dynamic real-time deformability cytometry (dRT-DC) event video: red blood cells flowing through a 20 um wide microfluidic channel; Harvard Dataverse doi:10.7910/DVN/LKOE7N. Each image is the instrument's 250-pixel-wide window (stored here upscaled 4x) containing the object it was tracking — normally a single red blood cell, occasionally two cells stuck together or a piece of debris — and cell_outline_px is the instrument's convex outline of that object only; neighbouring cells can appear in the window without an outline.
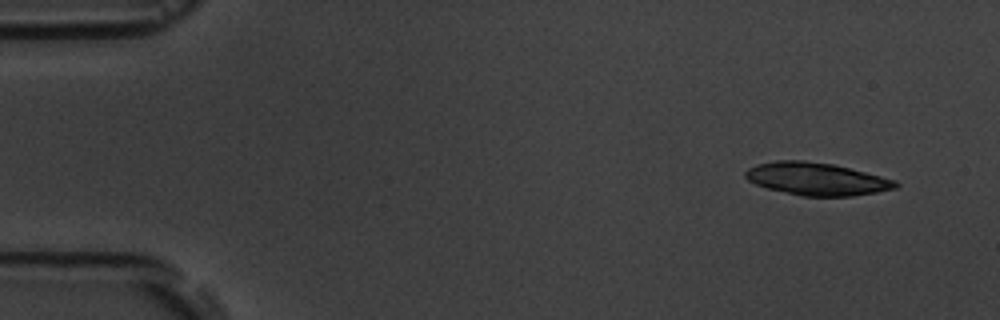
{"species": "common noctule bat (a hibernating species)", "species_latin": "Nyctalus noctula", "temperature_condition": "room temperature", "stored_images_in_passage": 9, "camera_frame_rate_fps": 3000, "um_per_image_px": 0.085, "animal": {"sex": "male", "body_mass_g": 19.5, "forearm_length_mm": 54.6}, "frame": {"image": 1, "passage_image": 1, "time_ms": 0.0, "image_size_px": [1000, 320], "cell_outline_px": [[900, 184], [896, 188], [876, 192], [852, 196], [800, 196], [768, 188], [756, 184], [748, 180], [744, 176], [744, 172], [748, 168], [756, 164], [776, 160], [804, 160], [832, 164], [896, 180]], "centroid_in_image_um": [69.38, 15.21], "position_along_channel_um": 15.6, "area_um2": 28.44}}
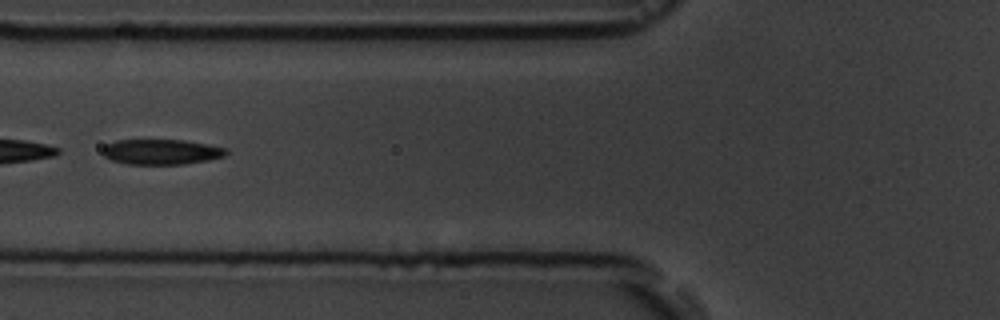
{"frame": {"image": 2, "passage_image": 6, "time_ms": 5.667, "image_size_px": [1000, 320], "cell_outline_px": [[228, 152], [224, 156], [208, 160], [184, 164], [128, 164], [112, 160], [104, 156], [104, 148], [108, 144], [116, 140], [184, 140], [208, 144], [224, 148]], "centroid_in_image_um": [13.73, 12.91], "position_along_channel_um": 112.1, "area_um2": 17.98}}
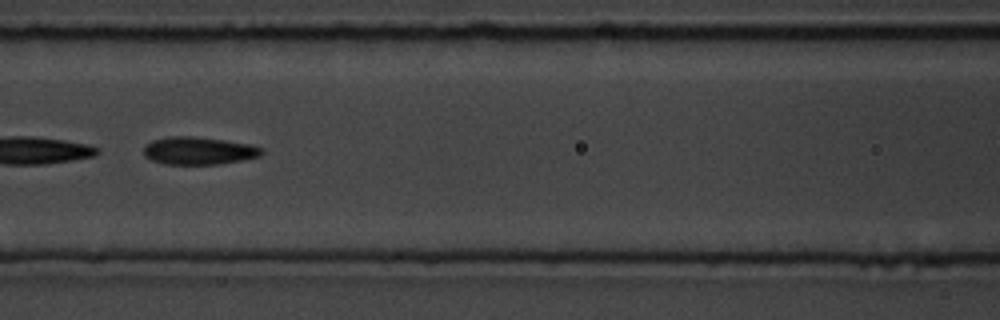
{"frame": {"image": 3, "passage_image": 7, "time_ms": 6.667, "image_size_px": [1000, 320], "cell_outline_px": [[264, 152], [260, 156], [220, 164], [164, 164], [152, 160], [144, 156], [144, 144], [152, 140], [168, 136], [192, 136], [224, 140], [252, 144], [264, 148]], "centroid_in_image_um": [16.89, 12.8], "position_along_channel_um": 149.7, "area_um2": 19.19}}